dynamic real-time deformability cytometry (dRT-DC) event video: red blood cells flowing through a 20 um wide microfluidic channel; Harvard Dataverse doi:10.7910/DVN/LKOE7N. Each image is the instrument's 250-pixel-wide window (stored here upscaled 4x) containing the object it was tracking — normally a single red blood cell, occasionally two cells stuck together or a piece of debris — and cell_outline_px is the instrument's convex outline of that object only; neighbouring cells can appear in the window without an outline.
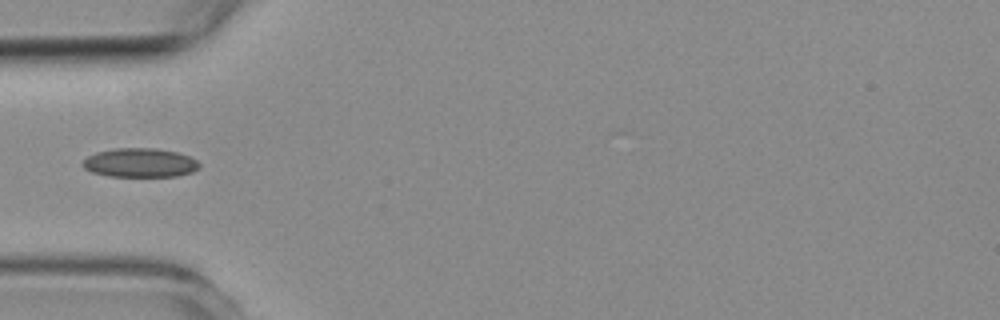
{"species": "common noctule bat (a hibernating species)", "species_latin": "Nyctalus noctula", "temperature_condition": "room temperature", "stored_images_in_passage": 5, "camera_frame_rate_fps": 3000, "um_per_image_px": 0.085, "animal": {"sex": "female", "body_mass_g": 19.3, "forearm_length_mm": 54.1}, "frame": {"image": 1, "passage_image": 4, "time_ms": 5.0, "image_size_px": [1000, 320], "cell_outline_px": [[200, 168], [192, 172], [176, 176], [108, 176], [92, 172], [84, 168], [80, 164], [88, 156], [96, 152], [116, 148], [156, 148], [176, 152], [188, 156], [196, 160], [200, 164]], "centroid_in_image_um": [11.89, 13.83], "position_along_channel_um": 73.1, "area_um2": 19.71}}
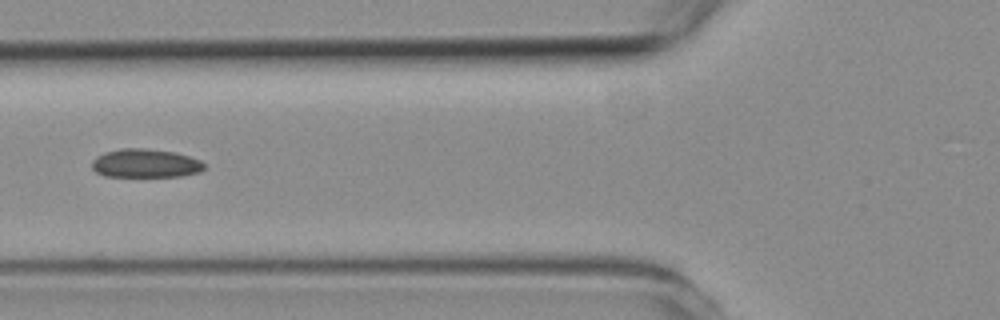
{"frame": {"image": 2, "passage_image": 5, "time_ms": 6.0, "image_size_px": [1000, 320], "cell_outline_px": [[204, 168], [200, 172], [180, 176], [104, 176], [96, 172], [92, 168], [92, 160], [96, 156], [104, 152], [120, 148], [148, 148], [176, 152], [200, 160], [204, 164]], "centroid_in_image_um": [12.34, 13.87], "position_along_channel_um": 113.5, "area_um2": 18.84}}